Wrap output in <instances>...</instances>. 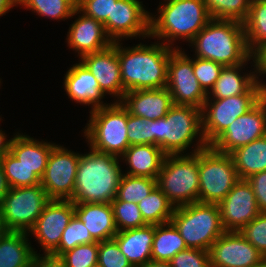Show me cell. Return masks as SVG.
Instances as JSON below:
<instances>
[{
    "label": "cell",
    "mask_w": 266,
    "mask_h": 267,
    "mask_svg": "<svg viewBox=\"0 0 266 267\" xmlns=\"http://www.w3.org/2000/svg\"><path fill=\"white\" fill-rule=\"evenodd\" d=\"M176 47L163 43L123 48L117 42V54L124 93L140 89L167 87V72L170 55Z\"/></svg>",
    "instance_id": "1"
},
{
    "label": "cell",
    "mask_w": 266,
    "mask_h": 267,
    "mask_svg": "<svg viewBox=\"0 0 266 267\" xmlns=\"http://www.w3.org/2000/svg\"><path fill=\"white\" fill-rule=\"evenodd\" d=\"M80 154L76 174L73 203H111L117 196L123 175L120 157L90 148Z\"/></svg>",
    "instance_id": "2"
},
{
    "label": "cell",
    "mask_w": 266,
    "mask_h": 267,
    "mask_svg": "<svg viewBox=\"0 0 266 267\" xmlns=\"http://www.w3.org/2000/svg\"><path fill=\"white\" fill-rule=\"evenodd\" d=\"M197 58L225 66L244 63L251 53L247 48L244 24L233 20L211 19L190 42Z\"/></svg>",
    "instance_id": "3"
},
{
    "label": "cell",
    "mask_w": 266,
    "mask_h": 267,
    "mask_svg": "<svg viewBox=\"0 0 266 267\" xmlns=\"http://www.w3.org/2000/svg\"><path fill=\"white\" fill-rule=\"evenodd\" d=\"M153 145L166 155H182L200 136L191 154L208 147L202 133L201 109L190 105L174 104L165 117L152 120Z\"/></svg>",
    "instance_id": "4"
},
{
    "label": "cell",
    "mask_w": 266,
    "mask_h": 267,
    "mask_svg": "<svg viewBox=\"0 0 266 267\" xmlns=\"http://www.w3.org/2000/svg\"><path fill=\"white\" fill-rule=\"evenodd\" d=\"M164 3L158 8V17L150 15L149 37L166 40V46L172 47L178 38L190 43L211 20L204 0H164Z\"/></svg>",
    "instance_id": "5"
},
{
    "label": "cell",
    "mask_w": 266,
    "mask_h": 267,
    "mask_svg": "<svg viewBox=\"0 0 266 267\" xmlns=\"http://www.w3.org/2000/svg\"><path fill=\"white\" fill-rule=\"evenodd\" d=\"M171 222L180 232L187 248L209 251L225 232L218 204L194 202L176 207Z\"/></svg>",
    "instance_id": "6"
},
{
    "label": "cell",
    "mask_w": 266,
    "mask_h": 267,
    "mask_svg": "<svg viewBox=\"0 0 266 267\" xmlns=\"http://www.w3.org/2000/svg\"><path fill=\"white\" fill-rule=\"evenodd\" d=\"M84 136L90 147L96 151L121 157L129 148L128 111L116 100L107 106L90 111Z\"/></svg>",
    "instance_id": "7"
},
{
    "label": "cell",
    "mask_w": 266,
    "mask_h": 267,
    "mask_svg": "<svg viewBox=\"0 0 266 267\" xmlns=\"http://www.w3.org/2000/svg\"><path fill=\"white\" fill-rule=\"evenodd\" d=\"M186 154L166 155L156 179L174 208L199 202L198 152Z\"/></svg>",
    "instance_id": "8"
},
{
    "label": "cell",
    "mask_w": 266,
    "mask_h": 267,
    "mask_svg": "<svg viewBox=\"0 0 266 267\" xmlns=\"http://www.w3.org/2000/svg\"><path fill=\"white\" fill-rule=\"evenodd\" d=\"M265 95L266 83L258 80L245 94L214 100L207 97L201 109V118L202 133L208 146Z\"/></svg>",
    "instance_id": "9"
},
{
    "label": "cell",
    "mask_w": 266,
    "mask_h": 267,
    "mask_svg": "<svg viewBox=\"0 0 266 267\" xmlns=\"http://www.w3.org/2000/svg\"><path fill=\"white\" fill-rule=\"evenodd\" d=\"M199 202L219 204L240 180L230 154L213 148L198 151Z\"/></svg>",
    "instance_id": "10"
},
{
    "label": "cell",
    "mask_w": 266,
    "mask_h": 267,
    "mask_svg": "<svg viewBox=\"0 0 266 267\" xmlns=\"http://www.w3.org/2000/svg\"><path fill=\"white\" fill-rule=\"evenodd\" d=\"M50 200L41 184L9 188L0 204L6 229L29 233Z\"/></svg>",
    "instance_id": "11"
},
{
    "label": "cell",
    "mask_w": 266,
    "mask_h": 267,
    "mask_svg": "<svg viewBox=\"0 0 266 267\" xmlns=\"http://www.w3.org/2000/svg\"><path fill=\"white\" fill-rule=\"evenodd\" d=\"M180 48L170 55L167 72V89L176 105H190L202 109L207 94L201 88L193 71V59Z\"/></svg>",
    "instance_id": "12"
},
{
    "label": "cell",
    "mask_w": 266,
    "mask_h": 267,
    "mask_svg": "<svg viewBox=\"0 0 266 267\" xmlns=\"http://www.w3.org/2000/svg\"><path fill=\"white\" fill-rule=\"evenodd\" d=\"M80 154L55 145L48 159L41 186L51 200H71Z\"/></svg>",
    "instance_id": "13"
},
{
    "label": "cell",
    "mask_w": 266,
    "mask_h": 267,
    "mask_svg": "<svg viewBox=\"0 0 266 267\" xmlns=\"http://www.w3.org/2000/svg\"><path fill=\"white\" fill-rule=\"evenodd\" d=\"M265 135L266 95L252 109L233 121L210 147L219 153L231 154Z\"/></svg>",
    "instance_id": "14"
},
{
    "label": "cell",
    "mask_w": 266,
    "mask_h": 267,
    "mask_svg": "<svg viewBox=\"0 0 266 267\" xmlns=\"http://www.w3.org/2000/svg\"><path fill=\"white\" fill-rule=\"evenodd\" d=\"M142 5L139 0H112L111 17L103 23L112 42L150 36L151 14Z\"/></svg>",
    "instance_id": "15"
},
{
    "label": "cell",
    "mask_w": 266,
    "mask_h": 267,
    "mask_svg": "<svg viewBox=\"0 0 266 267\" xmlns=\"http://www.w3.org/2000/svg\"><path fill=\"white\" fill-rule=\"evenodd\" d=\"M211 267H261L266 258L239 231H225L209 248Z\"/></svg>",
    "instance_id": "16"
},
{
    "label": "cell",
    "mask_w": 266,
    "mask_h": 267,
    "mask_svg": "<svg viewBox=\"0 0 266 267\" xmlns=\"http://www.w3.org/2000/svg\"><path fill=\"white\" fill-rule=\"evenodd\" d=\"M74 215L71 200H50L29 231L44 249L42 255H50L59 246L62 233Z\"/></svg>",
    "instance_id": "17"
},
{
    "label": "cell",
    "mask_w": 266,
    "mask_h": 267,
    "mask_svg": "<svg viewBox=\"0 0 266 267\" xmlns=\"http://www.w3.org/2000/svg\"><path fill=\"white\" fill-rule=\"evenodd\" d=\"M225 231H240L260 214L250 183L240 179L218 204Z\"/></svg>",
    "instance_id": "18"
},
{
    "label": "cell",
    "mask_w": 266,
    "mask_h": 267,
    "mask_svg": "<svg viewBox=\"0 0 266 267\" xmlns=\"http://www.w3.org/2000/svg\"><path fill=\"white\" fill-rule=\"evenodd\" d=\"M80 61L96 78L104 95L118 96V102L122 100L124 87L117 54V42H113L104 50L82 56Z\"/></svg>",
    "instance_id": "19"
},
{
    "label": "cell",
    "mask_w": 266,
    "mask_h": 267,
    "mask_svg": "<svg viewBox=\"0 0 266 267\" xmlns=\"http://www.w3.org/2000/svg\"><path fill=\"white\" fill-rule=\"evenodd\" d=\"M120 103L129 114L149 121L165 117L174 105L167 87L125 92Z\"/></svg>",
    "instance_id": "20"
},
{
    "label": "cell",
    "mask_w": 266,
    "mask_h": 267,
    "mask_svg": "<svg viewBox=\"0 0 266 267\" xmlns=\"http://www.w3.org/2000/svg\"><path fill=\"white\" fill-rule=\"evenodd\" d=\"M67 43L69 48L78 52L80 58L104 50L113 44L106 34L103 23L84 13L69 27Z\"/></svg>",
    "instance_id": "21"
},
{
    "label": "cell",
    "mask_w": 266,
    "mask_h": 267,
    "mask_svg": "<svg viewBox=\"0 0 266 267\" xmlns=\"http://www.w3.org/2000/svg\"><path fill=\"white\" fill-rule=\"evenodd\" d=\"M64 88L68 97L77 103L91 105L92 109L107 106L98 81L93 74L81 63H76L67 71L64 78Z\"/></svg>",
    "instance_id": "22"
},
{
    "label": "cell",
    "mask_w": 266,
    "mask_h": 267,
    "mask_svg": "<svg viewBox=\"0 0 266 267\" xmlns=\"http://www.w3.org/2000/svg\"><path fill=\"white\" fill-rule=\"evenodd\" d=\"M253 59L254 72L244 75L239 73L246 63ZM256 72V73H255ZM259 60L258 57L251 55L244 63L236 66H225L220 72L219 78L215 82L213 88L208 93L213 96L210 99H224L231 96L245 94L258 80Z\"/></svg>",
    "instance_id": "23"
},
{
    "label": "cell",
    "mask_w": 266,
    "mask_h": 267,
    "mask_svg": "<svg viewBox=\"0 0 266 267\" xmlns=\"http://www.w3.org/2000/svg\"><path fill=\"white\" fill-rule=\"evenodd\" d=\"M74 210L96 241L111 240L118 232L111 203H74Z\"/></svg>",
    "instance_id": "24"
},
{
    "label": "cell",
    "mask_w": 266,
    "mask_h": 267,
    "mask_svg": "<svg viewBox=\"0 0 266 267\" xmlns=\"http://www.w3.org/2000/svg\"><path fill=\"white\" fill-rule=\"evenodd\" d=\"M154 225L118 231L113 239L133 267H144L151 259Z\"/></svg>",
    "instance_id": "25"
},
{
    "label": "cell",
    "mask_w": 266,
    "mask_h": 267,
    "mask_svg": "<svg viewBox=\"0 0 266 267\" xmlns=\"http://www.w3.org/2000/svg\"><path fill=\"white\" fill-rule=\"evenodd\" d=\"M54 146L55 143L37 141L32 137L17 133L11 138L9 152L41 179Z\"/></svg>",
    "instance_id": "26"
},
{
    "label": "cell",
    "mask_w": 266,
    "mask_h": 267,
    "mask_svg": "<svg viewBox=\"0 0 266 267\" xmlns=\"http://www.w3.org/2000/svg\"><path fill=\"white\" fill-rule=\"evenodd\" d=\"M166 154L158 145H130L121 156L129 165L130 176L157 179Z\"/></svg>",
    "instance_id": "27"
},
{
    "label": "cell",
    "mask_w": 266,
    "mask_h": 267,
    "mask_svg": "<svg viewBox=\"0 0 266 267\" xmlns=\"http://www.w3.org/2000/svg\"><path fill=\"white\" fill-rule=\"evenodd\" d=\"M27 234L7 231L0 237V267H29L37 252L28 243Z\"/></svg>",
    "instance_id": "28"
},
{
    "label": "cell",
    "mask_w": 266,
    "mask_h": 267,
    "mask_svg": "<svg viewBox=\"0 0 266 267\" xmlns=\"http://www.w3.org/2000/svg\"><path fill=\"white\" fill-rule=\"evenodd\" d=\"M230 155L240 179L266 171V135L239 147Z\"/></svg>",
    "instance_id": "29"
},
{
    "label": "cell",
    "mask_w": 266,
    "mask_h": 267,
    "mask_svg": "<svg viewBox=\"0 0 266 267\" xmlns=\"http://www.w3.org/2000/svg\"><path fill=\"white\" fill-rule=\"evenodd\" d=\"M243 24L247 48L251 55L258 57L266 50V0L251 2Z\"/></svg>",
    "instance_id": "30"
},
{
    "label": "cell",
    "mask_w": 266,
    "mask_h": 267,
    "mask_svg": "<svg viewBox=\"0 0 266 267\" xmlns=\"http://www.w3.org/2000/svg\"><path fill=\"white\" fill-rule=\"evenodd\" d=\"M185 249L187 245L172 222L154 225L152 260L170 261L178 252Z\"/></svg>",
    "instance_id": "31"
},
{
    "label": "cell",
    "mask_w": 266,
    "mask_h": 267,
    "mask_svg": "<svg viewBox=\"0 0 266 267\" xmlns=\"http://www.w3.org/2000/svg\"><path fill=\"white\" fill-rule=\"evenodd\" d=\"M138 208L148 225L171 222V217L175 209L168 201L167 196L157 186L149 196L138 203Z\"/></svg>",
    "instance_id": "32"
},
{
    "label": "cell",
    "mask_w": 266,
    "mask_h": 267,
    "mask_svg": "<svg viewBox=\"0 0 266 267\" xmlns=\"http://www.w3.org/2000/svg\"><path fill=\"white\" fill-rule=\"evenodd\" d=\"M27 9L55 20H65L79 14L76 0H18Z\"/></svg>",
    "instance_id": "33"
},
{
    "label": "cell",
    "mask_w": 266,
    "mask_h": 267,
    "mask_svg": "<svg viewBox=\"0 0 266 267\" xmlns=\"http://www.w3.org/2000/svg\"><path fill=\"white\" fill-rule=\"evenodd\" d=\"M156 186V179H152L150 177L130 176L123 173L116 197L120 201L138 204L145 197L149 196Z\"/></svg>",
    "instance_id": "34"
},
{
    "label": "cell",
    "mask_w": 266,
    "mask_h": 267,
    "mask_svg": "<svg viewBox=\"0 0 266 267\" xmlns=\"http://www.w3.org/2000/svg\"><path fill=\"white\" fill-rule=\"evenodd\" d=\"M211 19L244 23L248 17L250 0H204Z\"/></svg>",
    "instance_id": "35"
},
{
    "label": "cell",
    "mask_w": 266,
    "mask_h": 267,
    "mask_svg": "<svg viewBox=\"0 0 266 267\" xmlns=\"http://www.w3.org/2000/svg\"><path fill=\"white\" fill-rule=\"evenodd\" d=\"M0 164L10 188L41 184V179L31 169L22 165L10 152L0 159Z\"/></svg>",
    "instance_id": "36"
},
{
    "label": "cell",
    "mask_w": 266,
    "mask_h": 267,
    "mask_svg": "<svg viewBox=\"0 0 266 267\" xmlns=\"http://www.w3.org/2000/svg\"><path fill=\"white\" fill-rule=\"evenodd\" d=\"M97 242L84 223L74 215L62 233L59 246L50 254L59 258L63 253L78 245Z\"/></svg>",
    "instance_id": "37"
},
{
    "label": "cell",
    "mask_w": 266,
    "mask_h": 267,
    "mask_svg": "<svg viewBox=\"0 0 266 267\" xmlns=\"http://www.w3.org/2000/svg\"><path fill=\"white\" fill-rule=\"evenodd\" d=\"M117 231L141 228L148 225L133 202L120 201L117 197L111 202Z\"/></svg>",
    "instance_id": "38"
},
{
    "label": "cell",
    "mask_w": 266,
    "mask_h": 267,
    "mask_svg": "<svg viewBox=\"0 0 266 267\" xmlns=\"http://www.w3.org/2000/svg\"><path fill=\"white\" fill-rule=\"evenodd\" d=\"M59 259L63 267H91L98 264V241L81 244L63 253Z\"/></svg>",
    "instance_id": "39"
},
{
    "label": "cell",
    "mask_w": 266,
    "mask_h": 267,
    "mask_svg": "<svg viewBox=\"0 0 266 267\" xmlns=\"http://www.w3.org/2000/svg\"><path fill=\"white\" fill-rule=\"evenodd\" d=\"M223 67L224 66L222 64L208 59L197 57L193 59L194 75L207 95L219 78Z\"/></svg>",
    "instance_id": "40"
},
{
    "label": "cell",
    "mask_w": 266,
    "mask_h": 267,
    "mask_svg": "<svg viewBox=\"0 0 266 267\" xmlns=\"http://www.w3.org/2000/svg\"><path fill=\"white\" fill-rule=\"evenodd\" d=\"M127 128L129 145H153L152 120L149 121L128 112Z\"/></svg>",
    "instance_id": "41"
},
{
    "label": "cell",
    "mask_w": 266,
    "mask_h": 267,
    "mask_svg": "<svg viewBox=\"0 0 266 267\" xmlns=\"http://www.w3.org/2000/svg\"><path fill=\"white\" fill-rule=\"evenodd\" d=\"M100 267H133L114 239L98 242Z\"/></svg>",
    "instance_id": "42"
},
{
    "label": "cell",
    "mask_w": 266,
    "mask_h": 267,
    "mask_svg": "<svg viewBox=\"0 0 266 267\" xmlns=\"http://www.w3.org/2000/svg\"><path fill=\"white\" fill-rule=\"evenodd\" d=\"M239 232L266 258V212H260Z\"/></svg>",
    "instance_id": "43"
},
{
    "label": "cell",
    "mask_w": 266,
    "mask_h": 267,
    "mask_svg": "<svg viewBox=\"0 0 266 267\" xmlns=\"http://www.w3.org/2000/svg\"><path fill=\"white\" fill-rule=\"evenodd\" d=\"M170 262L172 267H211L208 251L193 248L178 252Z\"/></svg>",
    "instance_id": "44"
},
{
    "label": "cell",
    "mask_w": 266,
    "mask_h": 267,
    "mask_svg": "<svg viewBox=\"0 0 266 267\" xmlns=\"http://www.w3.org/2000/svg\"><path fill=\"white\" fill-rule=\"evenodd\" d=\"M78 13L94 18L104 23L111 17L112 0H76Z\"/></svg>",
    "instance_id": "45"
},
{
    "label": "cell",
    "mask_w": 266,
    "mask_h": 267,
    "mask_svg": "<svg viewBox=\"0 0 266 267\" xmlns=\"http://www.w3.org/2000/svg\"><path fill=\"white\" fill-rule=\"evenodd\" d=\"M254 192L260 212H266V171L251 175L246 179Z\"/></svg>",
    "instance_id": "46"
},
{
    "label": "cell",
    "mask_w": 266,
    "mask_h": 267,
    "mask_svg": "<svg viewBox=\"0 0 266 267\" xmlns=\"http://www.w3.org/2000/svg\"><path fill=\"white\" fill-rule=\"evenodd\" d=\"M29 267H63V265L57 257L37 254L32 258Z\"/></svg>",
    "instance_id": "47"
},
{
    "label": "cell",
    "mask_w": 266,
    "mask_h": 267,
    "mask_svg": "<svg viewBox=\"0 0 266 267\" xmlns=\"http://www.w3.org/2000/svg\"><path fill=\"white\" fill-rule=\"evenodd\" d=\"M9 188L10 187H9V185L7 183L3 167L0 164V204H1L4 196L8 193Z\"/></svg>",
    "instance_id": "48"
},
{
    "label": "cell",
    "mask_w": 266,
    "mask_h": 267,
    "mask_svg": "<svg viewBox=\"0 0 266 267\" xmlns=\"http://www.w3.org/2000/svg\"><path fill=\"white\" fill-rule=\"evenodd\" d=\"M1 121V119H0ZM10 143L11 139L9 141L6 139L5 133L3 134V131L0 130V159L9 152L10 150Z\"/></svg>",
    "instance_id": "49"
},
{
    "label": "cell",
    "mask_w": 266,
    "mask_h": 267,
    "mask_svg": "<svg viewBox=\"0 0 266 267\" xmlns=\"http://www.w3.org/2000/svg\"><path fill=\"white\" fill-rule=\"evenodd\" d=\"M18 5V0H0V16L5 15L13 6Z\"/></svg>",
    "instance_id": "50"
},
{
    "label": "cell",
    "mask_w": 266,
    "mask_h": 267,
    "mask_svg": "<svg viewBox=\"0 0 266 267\" xmlns=\"http://www.w3.org/2000/svg\"><path fill=\"white\" fill-rule=\"evenodd\" d=\"M144 267H172L170 261L150 260Z\"/></svg>",
    "instance_id": "51"
},
{
    "label": "cell",
    "mask_w": 266,
    "mask_h": 267,
    "mask_svg": "<svg viewBox=\"0 0 266 267\" xmlns=\"http://www.w3.org/2000/svg\"><path fill=\"white\" fill-rule=\"evenodd\" d=\"M8 230L6 229L4 225V221L1 215V210H0V237L3 236Z\"/></svg>",
    "instance_id": "52"
},
{
    "label": "cell",
    "mask_w": 266,
    "mask_h": 267,
    "mask_svg": "<svg viewBox=\"0 0 266 267\" xmlns=\"http://www.w3.org/2000/svg\"><path fill=\"white\" fill-rule=\"evenodd\" d=\"M91 267H100V265H99V264H96V265H94V266H91Z\"/></svg>",
    "instance_id": "53"
}]
</instances>
